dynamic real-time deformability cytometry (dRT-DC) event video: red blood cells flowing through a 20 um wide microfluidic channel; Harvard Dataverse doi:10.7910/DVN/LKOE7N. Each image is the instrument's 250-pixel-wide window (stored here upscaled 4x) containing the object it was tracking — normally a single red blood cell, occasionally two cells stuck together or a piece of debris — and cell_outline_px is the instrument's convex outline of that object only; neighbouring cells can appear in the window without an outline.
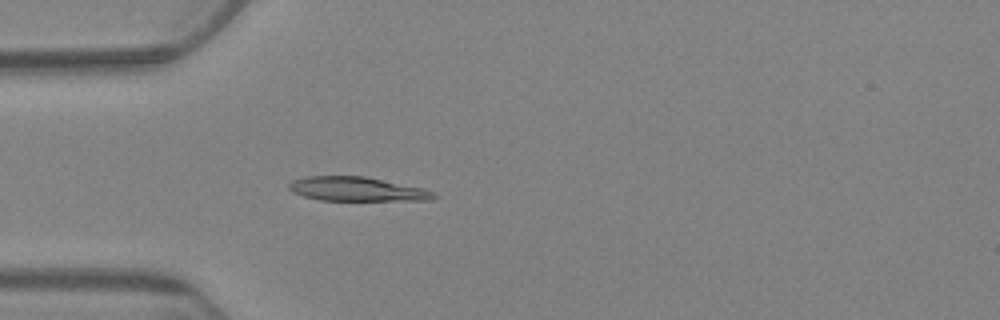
{"species": "Egyptian fruit bat (a non-hibernating species)", "species_latin": "Rousettus aegyptiacus", "temperature_condition": "warm", "stored_images_in_passage": 5, "camera_frame_rate_fps": 3000, "um_per_image_px": 0.085, "animal": {"sex": "female"}, "frame": {"image": 1, "passage_image": 5, "time_ms": 5.667, "image_size_px": [1000, 320], "cell_outline_px": [[440, 196], [432, 200], [320, 200], [304, 196], [292, 192], [288, 188], [288, 184], [292, 180], [304, 176], [364, 176], [424, 188], [436, 192]], "centroid_in_image_um": [30.37, 16.07], "position_along_channel_um": 54.6, "area_um2": 20.52}}